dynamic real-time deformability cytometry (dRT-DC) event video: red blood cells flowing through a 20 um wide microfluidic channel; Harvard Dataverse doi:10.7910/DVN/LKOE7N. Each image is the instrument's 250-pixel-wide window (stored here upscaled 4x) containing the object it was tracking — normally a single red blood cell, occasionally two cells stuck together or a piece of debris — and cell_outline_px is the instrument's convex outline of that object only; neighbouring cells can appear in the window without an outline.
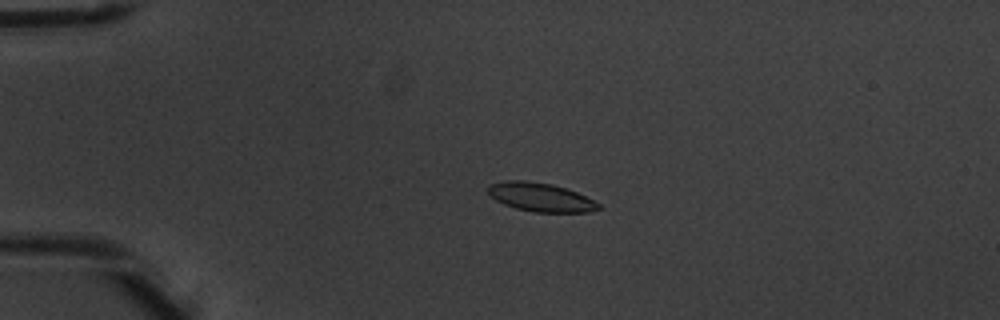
{"species": "common noctule bat (a hibernating species)", "species_latin": "Nyctalus noctula", "temperature_condition": "warm", "stored_images_in_passage": 4, "camera_frame_rate_fps": 3000, "um_per_image_px": 0.085, "animal": {"sex": "male", "body_mass_g": 20.1, "forearm_length_mm": 53.5}, "frame": {"image": 1, "passage_image": 3, "time_ms": 0.667, "image_size_px": [1000, 320], "cell_outline_px": [[604, 208], [588, 212], [532, 212], [516, 208], [504, 204], [496, 200], [488, 192], [488, 184], [504, 180], [524, 180], [552, 184], [568, 188], [600, 204]], "centroid_in_image_um": [45.95, 16.75], "position_along_channel_um": 39.0, "area_um2": 18.55}}